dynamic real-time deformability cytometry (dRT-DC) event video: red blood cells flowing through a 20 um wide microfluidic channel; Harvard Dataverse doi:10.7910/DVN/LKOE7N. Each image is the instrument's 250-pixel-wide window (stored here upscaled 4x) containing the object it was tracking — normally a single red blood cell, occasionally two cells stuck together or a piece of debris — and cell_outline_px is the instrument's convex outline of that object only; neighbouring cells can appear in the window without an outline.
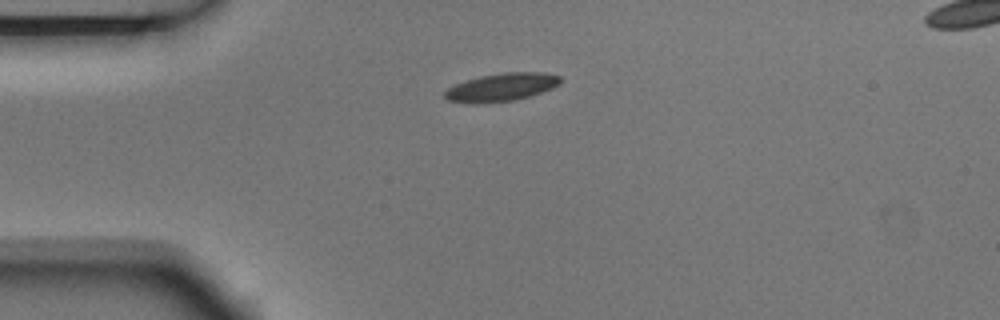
{"species": "Egyptian fruit bat (a non-hibernating species)", "species_latin": "Rousettus aegyptiacus", "temperature_condition": "room temperature", "stored_images_in_passage": 7, "camera_frame_rate_fps": 3000, "um_per_image_px": 0.085, "animal": {"sex": "male"}, "frame": {"image": 1, "passage_image": 1, "time_ms": 0.0, "image_size_px": [1000, 320], "cell_outline_px": [[560, 84], [552, 88], [528, 96], [512, 100], [480, 104], [472, 104], [448, 100], [444, 96], [444, 92], [448, 88], [456, 84], [480, 76], [504, 72], [544, 72], [560, 76]], "centroid_in_image_um": [42.61, 7.41], "position_along_channel_um": 42.4, "area_um2": 18.73}}
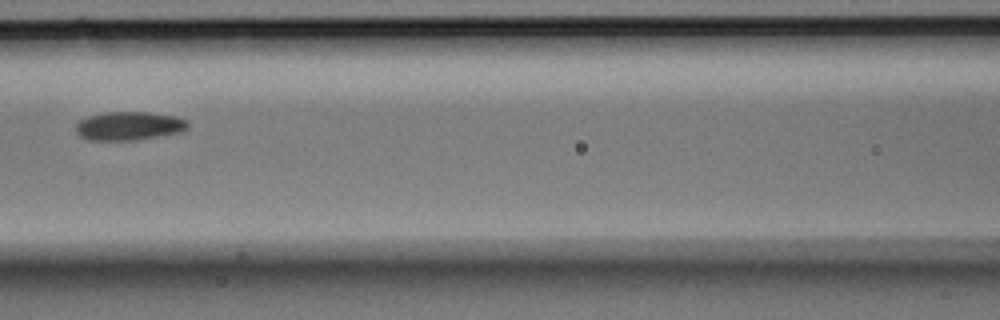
{"frame": {"image": 2, "passage_image": 4, "time_ms": 1.0, "image_size_px": [1000, 320], "cell_outline_px": [[188, 128], [180, 132], [136, 140], [88, 140], [80, 136], [76, 132], [76, 124], [80, 120], [88, 116], [108, 112], [148, 112], [176, 116], [188, 120]], "centroid_in_image_um": [10.97, 10.7], "position_along_channel_um": 155.6, "area_um2": 18.67}}
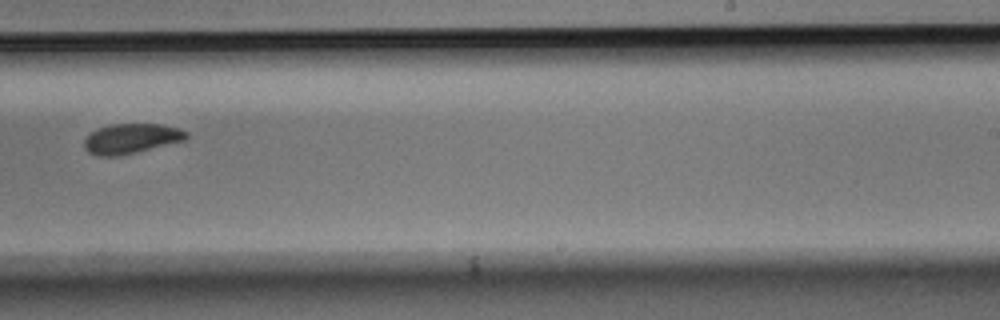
{"frame": {"image": 3, "passage_image": 7, "time_ms": 2.0, "image_size_px": [1000, 320], "cell_outline_px": [[188, 136], [184, 140], [136, 152], [116, 156], [100, 156], [88, 152], [84, 148], [84, 140], [88, 132], [96, 128], [112, 124], [164, 124], [180, 128], [188, 132]], "centroid_in_image_um": [11.12, 11.76], "position_along_channel_um": 277.9, "area_um2": 17.92}}